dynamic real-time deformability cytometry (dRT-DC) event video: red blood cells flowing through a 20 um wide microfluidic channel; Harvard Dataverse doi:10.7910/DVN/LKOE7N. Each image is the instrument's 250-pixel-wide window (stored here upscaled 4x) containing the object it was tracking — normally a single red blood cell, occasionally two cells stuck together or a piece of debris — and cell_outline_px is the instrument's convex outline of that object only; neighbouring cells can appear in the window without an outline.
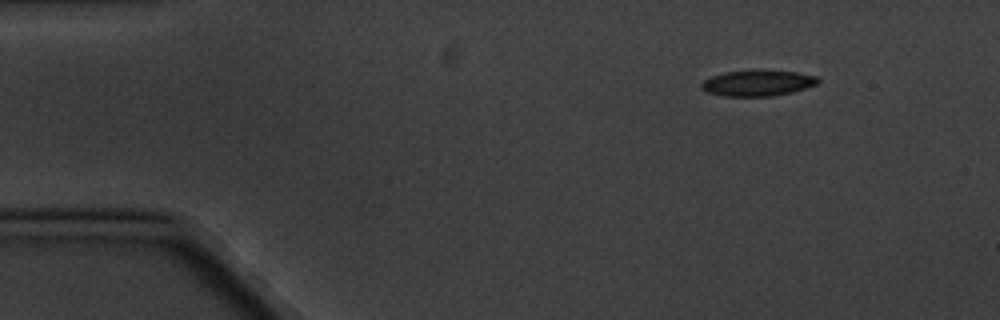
{"species": "common noctule bat (a hibernating species)", "species_latin": "Nyctalus noctula", "temperature_condition": "cold", "stored_images_in_passage": 5, "camera_frame_rate_fps": 3000, "um_per_image_px": 0.085, "animal": {"sex": "male", "body_mass_g": 20.1, "forearm_length_mm": 53.5}, "frame": {"image": 1, "passage_image": 1, "time_ms": 0.0, "image_size_px": [1000, 320], "cell_outline_px": [[820, 80], [816, 84], [792, 92], [772, 96], [724, 96], [708, 92], [700, 88], [700, 84], [704, 80], [712, 76], [724, 72], [796, 72], [816, 76]], "centroid_in_image_um": [64.37, 7.09], "position_along_channel_um": 20.6, "area_um2": 16.88}}
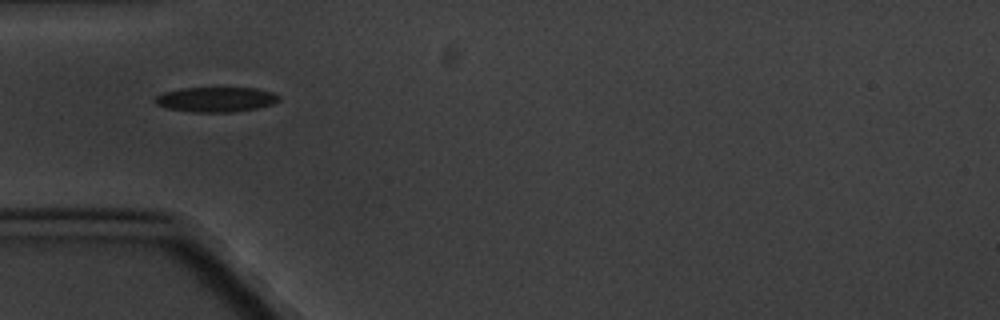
{"frame": {"image": 2, "passage_image": 4, "time_ms": 3.667, "image_size_px": [1000, 320], "cell_outline_px": [[280, 100], [272, 104], [256, 108], [232, 112], [192, 112], [164, 108], [156, 104], [152, 100], [156, 96], [164, 92], [180, 88], [256, 88], [272, 92], [280, 96]], "centroid_in_image_um": [18.32, 8.45], "position_along_channel_um": 66.7, "area_um2": 18.09}}